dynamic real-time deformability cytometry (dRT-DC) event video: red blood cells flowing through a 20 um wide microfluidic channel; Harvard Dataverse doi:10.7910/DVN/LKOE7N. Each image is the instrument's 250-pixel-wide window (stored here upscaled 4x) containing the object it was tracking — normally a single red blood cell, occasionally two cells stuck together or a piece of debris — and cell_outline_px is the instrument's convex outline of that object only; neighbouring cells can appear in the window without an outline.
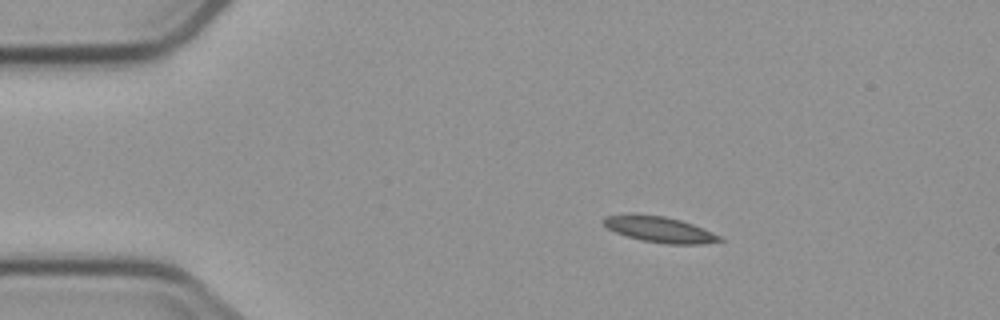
{"species": "common noctule bat (a hibernating species)", "species_latin": "Nyctalus noctula", "temperature_condition": "cold", "stored_images_in_passage": 3, "camera_frame_rate_fps": 3000, "um_per_image_px": 0.085, "animal": {"sex": "male", "body_mass_g": 23.1, "forearm_length_mm": 52.7}, "frame": {"image": 1, "passage_image": 2, "time_ms": 1.0, "image_size_px": [1000, 320], "cell_outline_px": [[724, 240], [704, 244], [664, 244], [644, 240], [628, 236], [616, 232], [608, 228], [600, 220], [604, 216], [632, 212], [664, 216], [680, 220], [692, 224], [720, 236]], "centroid_in_image_um": [56.0, 19.47], "position_along_channel_um": 29.0, "area_um2": 17.57}}